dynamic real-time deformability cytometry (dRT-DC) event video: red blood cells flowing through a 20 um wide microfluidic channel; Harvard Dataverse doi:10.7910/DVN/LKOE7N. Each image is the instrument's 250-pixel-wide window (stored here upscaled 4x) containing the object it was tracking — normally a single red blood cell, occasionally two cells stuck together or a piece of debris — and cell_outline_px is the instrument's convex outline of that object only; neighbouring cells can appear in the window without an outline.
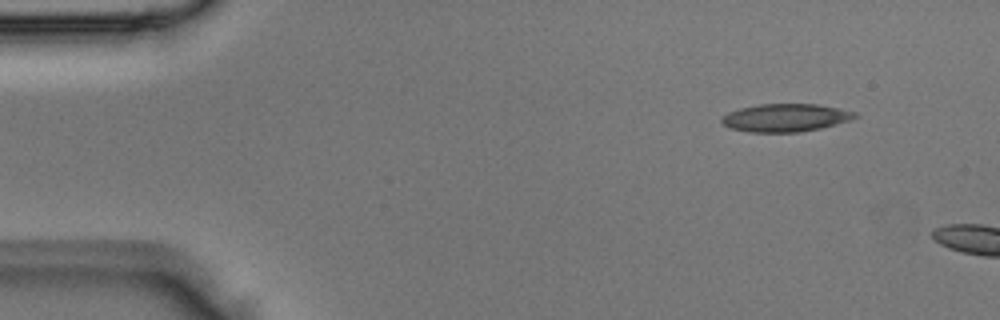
{"species": "Egyptian fruit bat (a non-hibernating species)", "species_latin": "Rousettus aegyptiacus", "temperature_condition": "room temperature", "stored_images_in_passage": 3, "segment_of_instrument_passage": [2, 2], "camera_frame_rate_fps": 3000, "um_per_image_px": 0.085, "animal": {"sex": "male"}, "frame": {"image": 1, "passage_image": 3, "time_ms": 0.667, "image_size_px": [1000, 320], "cell_outline_px": [[860, 116], [848, 120], [820, 128], [800, 132], [748, 132], [732, 128], [724, 124], [720, 120], [728, 112], [740, 108], [760, 104], [816, 104], [856, 112]], "centroid_in_image_um": [66.76, 10.0], "position_along_channel_um": 18.2, "area_um2": 21.39}}